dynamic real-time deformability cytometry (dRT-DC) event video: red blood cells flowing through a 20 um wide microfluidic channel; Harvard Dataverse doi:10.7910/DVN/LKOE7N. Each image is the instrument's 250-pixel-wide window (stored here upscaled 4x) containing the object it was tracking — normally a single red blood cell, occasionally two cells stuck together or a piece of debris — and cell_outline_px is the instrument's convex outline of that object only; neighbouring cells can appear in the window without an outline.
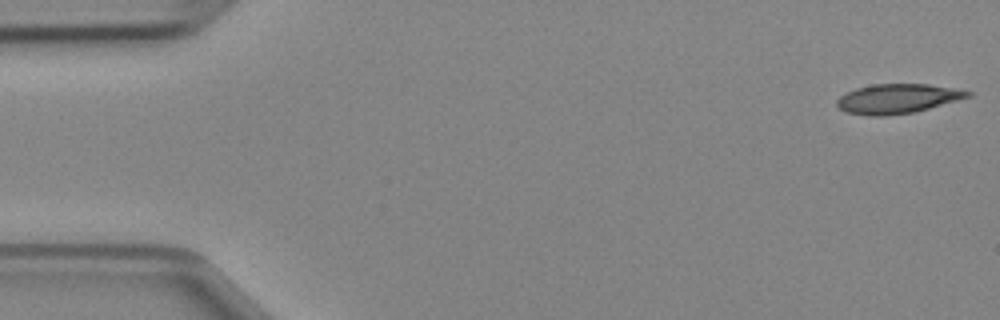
{"species": "Egyptian fruit bat (a non-hibernating species)", "species_latin": "Rousettus aegyptiacus", "temperature_condition": "cold", "stored_images_in_passage": 46, "camera_frame_rate_fps": 3000, "um_per_image_px": 0.085, "animal": {"sex": "female"}, "frame": {"image": 1, "passage_image": 1, "time_ms": 0.0, "image_size_px": [1000, 320], "cell_outline_px": [[972, 96], [928, 108], [912, 112], [884, 116], [868, 116], [844, 112], [836, 104], [836, 100], [840, 96], [856, 88], [872, 84], [928, 84], [956, 88], [972, 92]], "centroid_in_image_um": [76.26, 8.38], "position_along_channel_um": 8.7, "area_um2": 22.43}}
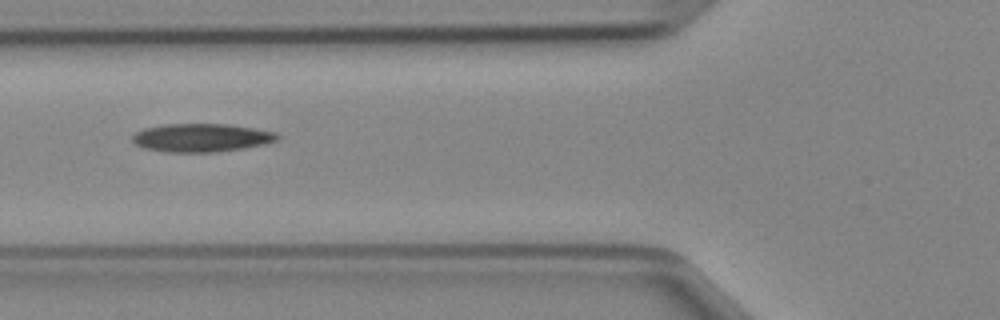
{"frame": {"image": 2, "passage_image": 17, "time_ms": 5.333, "image_size_px": [1000, 320], "cell_outline_px": [[280, 140], [264, 144], [244, 148], [216, 152], [168, 152], [144, 148], [136, 144], [132, 140], [132, 136], [136, 132], [144, 128], [164, 124], [228, 124], [276, 132], [280, 136]], "centroid_in_image_um": [17.14, 11.7], "position_along_channel_um": 108.7, "area_um2": 23.93}}
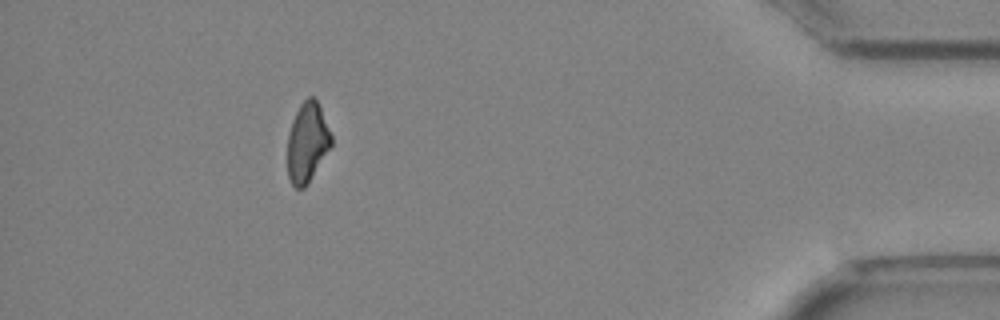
{"frame": {"image": 3, "passage_image": 42, "time_ms": 13.667, "image_size_px": [1000, 320], "cell_outline_px": [[332, 144], [308, 184], [304, 188], [296, 188], [292, 184], [288, 176], [288, 136], [292, 120], [300, 104], [308, 96], [312, 96], [316, 100], [320, 108], [332, 136]], "centroid_in_image_um": [26.11, 12.12], "position_along_channel_um": 409.1, "area_um2": 20.11}}